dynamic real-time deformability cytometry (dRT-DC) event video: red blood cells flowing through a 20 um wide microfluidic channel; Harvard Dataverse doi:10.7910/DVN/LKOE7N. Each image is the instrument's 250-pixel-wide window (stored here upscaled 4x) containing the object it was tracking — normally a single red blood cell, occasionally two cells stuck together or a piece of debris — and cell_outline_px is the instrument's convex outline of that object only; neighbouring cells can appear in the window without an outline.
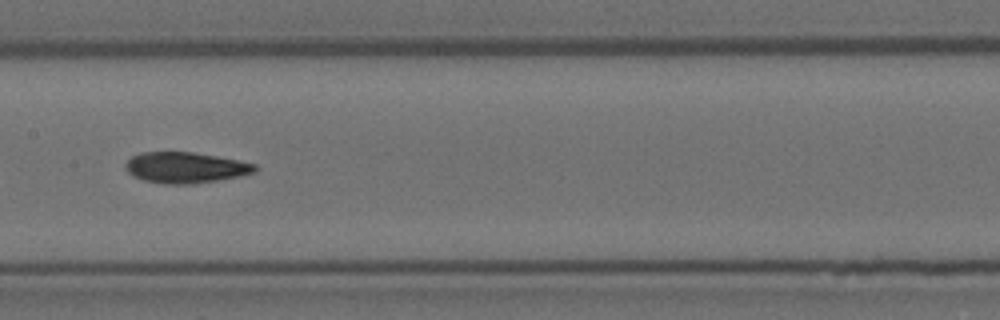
{"species": "Egyptian fruit bat (a non-hibernating species)", "species_latin": "Rousettus aegyptiacus", "temperature_condition": "room temperature", "stored_images_in_passage": 12, "camera_frame_rate_fps": 3000, "um_per_image_px": 0.085, "animal": {"sex": "female"}, "frame": {"image": 1, "passage_image": 8, "time_ms": 2.333, "image_size_px": [1000, 320], "cell_outline_px": [[256, 172], [240, 176], [192, 184], [164, 184], [144, 180], [132, 176], [124, 168], [124, 164], [132, 156], [140, 152], [192, 152], [216, 156], [256, 164]], "centroid_in_image_um": [15.72, 14.24], "position_along_channel_um": 191.7, "area_um2": 23.24}}
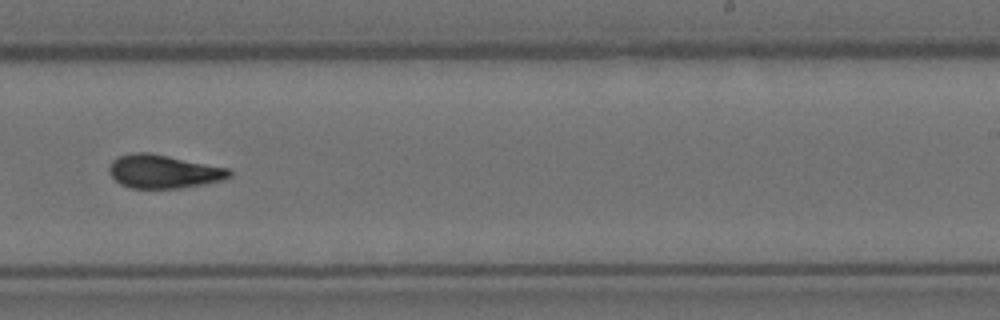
{"frame": {"image": 2, "passage_image": 10, "time_ms": 3.0, "image_size_px": [1000, 320], "cell_outline_px": [[232, 176], [220, 180], [180, 188], [132, 188], [120, 184], [108, 172], [108, 168], [112, 160], [116, 156], [132, 152], [148, 152], [228, 168], [232, 172]], "centroid_in_image_um": [13.84, 14.56], "position_along_channel_um": 275.2, "area_um2": 23.29}}